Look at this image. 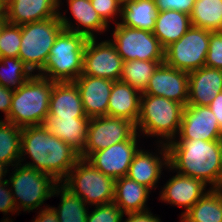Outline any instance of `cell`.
<instances>
[{
	"label": "cell",
	"instance_id": "obj_1",
	"mask_svg": "<svg viewBox=\"0 0 222 222\" xmlns=\"http://www.w3.org/2000/svg\"><path fill=\"white\" fill-rule=\"evenodd\" d=\"M27 154L32 162L23 165L49 174L58 183L63 182L80 159L76 150L52 135L43 125L22 128L20 163Z\"/></svg>",
	"mask_w": 222,
	"mask_h": 222
},
{
	"label": "cell",
	"instance_id": "obj_2",
	"mask_svg": "<svg viewBox=\"0 0 222 222\" xmlns=\"http://www.w3.org/2000/svg\"><path fill=\"white\" fill-rule=\"evenodd\" d=\"M178 140L167 144L166 168L200 179L211 189H221V141Z\"/></svg>",
	"mask_w": 222,
	"mask_h": 222
},
{
	"label": "cell",
	"instance_id": "obj_3",
	"mask_svg": "<svg viewBox=\"0 0 222 222\" xmlns=\"http://www.w3.org/2000/svg\"><path fill=\"white\" fill-rule=\"evenodd\" d=\"M55 81L33 74L14 90L9 116L4 119L18 127L43 125L49 114V103Z\"/></svg>",
	"mask_w": 222,
	"mask_h": 222
},
{
	"label": "cell",
	"instance_id": "obj_4",
	"mask_svg": "<svg viewBox=\"0 0 222 222\" xmlns=\"http://www.w3.org/2000/svg\"><path fill=\"white\" fill-rule=\"evenodd\" d=\"M183 108L165 97L142 94L136 129L146 136L162 137L157 142L167 145L179 134Z\"/></svg>",
	"mask_w": 222,
	"mask_h": 222
},
{
	"label": "cell",
	"instance_id": "obj_5",
	"mask_svg": "<svg viewBox=\"0 0 222 222\" xmlns=\"http://www.w3.org/2000/svg\"><path fill=\"white\" fill-rule=\"evenodd\" d=\"M87 39L83 34L63 29L37 74L55 82L75 81L82 74Z\"/></svg>",
	"mask_w": 222,
	"mask_h": 222
},
{
	"label": "cell",
	"instance_id": "obj_6",
	"mask_svg": "<svg viewBox=\"0 0 222 222\" xmlns=\"http://www.w3.org/2000/svg\"><path fill=\"white\" fill-rule=\"evenodd\" d=\"M19 56L31 72H40L58 34L64 29L58 16L22 24Z\"/></svg>",
	"mask_w": 222,
	"mask_h": 222
},
{
	"label": "cell",
	"instance_id": "obj_7",
	"mask_svg": "<svg viewBox=\"0 0 222 222\" xmlns=\"http://www.w3.org/2000/svg\"><path fill=\"white\" fill-rule=\"evenodd\" d=\"M63 185L88 205L113 203L115 179L104 175L86 159L78 160Z\"/></svg>",
	"mask_w": 222,
	"mask_h": 222
},
{
	"label": "cell",
	"instance_id": "obj_8",
	"mask_svg": "<svg viewBox=\"0 0 222 222\" xmlns=\"http://www.w3.org/2000/svg\"><path fill=\"white\" fill-rule=\"evenodd\" d=\"M13 167L15 170L7 181L8 184H11L10 189L13 192L17 211H21L22 208L24 211L30 212L42 206L45 200L52 197L53 190L59 183L49 174H44L21 163Z\"/></svg>",
	"mask_w": 222,
	"mask_h": 222
},
{
	"label": "cell",
	"instance_id": "obj_9",
	"mask_svg": "<svg viewBox=\"0 0 222 222\" xmlns=\"http://www.w3.org/2000/svg\"><path fill=\"white\" fill-rule=\"evenodd\" d=\"M210 31L191 26L176 42L164 49V63L185 72L205 66Z\"/></svg>",
	"mask_w": 222,
	"mask_h": 222
},
{
	"label": "cell",
	"instance_id": "obj_10",
	"mask_svg": "<svg viewBox=\"0 0 222 222\" xmlns=\"http://www.w3.org/2000/svg\"><path fill=\"white\" fill-rule=\"evenodd\" d=\"M114 23L113 40L110 41L124 62L136 59L164 61V48L153 32L127 27L116 21Z\"/></svg>",
	"mask_w": 222,
	"mask_h": 222
},
{
	"label": "cell",
	"instance_id": "obj_11",
	"mask_svg": "<svg viewBox=\"0 0 222 222\" xmlns=\"http://www.w3.org/2000/svg\"><path fill=\"white\" fill-rule=\"evenodd\" d=\"M139 135L136 124L123 118L99 116L89 120L86 146L80 158L104 150L113 144L133 139Z\"/></svg>",
	"mask_w": 222,
	"mask_h": 222
},
{
	"label": "cell",
	"instance_id": "obj_12",
	"mask_svg": "<svg viewBox=\"0 0 222 222\" xmlns=\"http://www.w3.org/2000/svg\"><path fill=\"white\" fill-rule=\"evenodd\" d=\"M96 39L97 37L87 39L81 75L120 81L123 59L110 40L97 43Z\"/></svg>",
	"mask_w": 222,
	"mask_h": 222
},
{
	"label": "cell",
	"instance_id": "obj_13",
	"mask_svg": "<svg viewBox=\"0 0 222 222\" xmlns=\"http://www.w3.org/2000/svg\"><path fill=\"white\" fill-rule=\"evenodd\" d=\"M136 135L133 139L119 142L90 154L86 160L104 175L115 180L127 175L135 153L139 150Z\"/></svg>",
	"mask_w": 222,
	"mask_h": 222
},
{
	"label": "cell",
	"instance_id": "obj_14",
	"mask_svg": "<svg viewBox=\"0 0 222 222\" xmlns=\"http://www.w3.org/2000/svg\"><path fill=\"white\" fill-rule=\"evenodd\" d=\"M178 139L221 141L222 130L209 106L186 105L183 108Z\"/></svg>",
	"mask_w": 222,
	"mask_h": 222
},
{
	"label": "cell",
	"instance_id": "obj_15",
	"mask_svg": "<svg viewBox=\"0 0 222 222\" xmlns=\"http://www.w3.org/2000/svg\"><path fill=\"white\" fill-rule=\"evenodd\" d=\"M189 73L162 63L149 79L142 94L165 97L181 103L188 102Z\"/></svg>",
	"mask_w": 222,
	"mask_h": 222
},
{
	"label": "cell",
	"instance_id": "obj_16",
	"mask_svg": "<svg viewBox=\"0 0 222 222\" xmlns=\"http://www.w3.org/2000/svg\"><path fill=\"white\" fill-rule=\"evenodd\" d=\"M61 0H5L8 23L22 25L58 16Z\"/></svg>",
	"mask_w": 222,
	"mask_h": 222
},
{
	"label": "cell",
	"instance_id": "obj_17",
	"mask_svg": "<svg viewBox=\"0 0 222 222\" xmlns=\"http://www.w3.org/2000/svg\"><path fill=\"white\" fill-rule=\"evenodd\" d=\"M73 82L79 90L85 115L89 118L107 116L108 102L114 81L80 75Z\"/></svg>",
	"mask_w": 222,
	"mask_h": 222
},
{
	"label": "cell",
	"instance_id": "obj_18",
	"mask_svg": "<svg viewBox=\"0 0 222 222\" xmlns=\"http://www.w3.org/2000/svg\"><path fill=\"white\" fill-rule=\"evenodd\" d=\"M206 186L200 179L177 173L164 185L160 199L166 203L184 207L182 218L209 191L205 190Z\"/></svg>",
	"mask_w": 222,
	"mask_h": 222
},
{
	"label": "cell",
	"instance_id": "obj_19",
	"mask_svg": "<svg viewBox=\"0 0 222 222\" xmlns=\"http://www.w3.org/2000/svg\"><path fill=\"white\" fill-rule=\"evenodd\" d=\"M161 149L159 150L162 155L155 156L144 149H139L130 164L127 177L142 184L150 190L157 188V183L161 177L162 168L168 166V149L167 145L160 143Z\"/></svg>",
	"mask_w": 222,
	"mask_h": 222
},
{
	"label": "cell",
	"instance_id": "obj_20",
	"mask_svg": "<svg viewBox=\"0 0 222 222\" xmlns=\"http://www.w3.org/2000/svg\"><path fill=\"white\" fill-rule=\"evenodd\" d=\"M222 92V69L203 66L189 72L187 105L208 106Z\"/></svg>",
	"mask_w": 222,
	"mask_h": 222
},
{
	"label": "cell",
	"instance_id": "obj_21",
	"mask_svg": "<svg viewBox=\"0 0 222 222\" xmlns=\"http://www.w3.org/2000/svg\"><path fill=\"white\" fill-rule=\"evenodd\" d=\"M69 10L73 20H76L79 25L76 27L69 19L59 11L58 17L65 30L73 31L85 35L87 38L96 37L94 32H105L109 27L100 15L93 8L90 0H67ZM80 26V27H79Z\"/></svg>",
	"mask_w": 222,
	"mask_h": 222
},
{
	"label": "cell",
	"instance_id": "obj_22",
	"mask_svg": "<svg viewBox=\"0 0 222 222\" xmlns=\"http://www.w3.org/2000/svg\"><path fill=\"white\" fill-rule=\"evenodd\" d=\"M89 117L59 118L47 116L43 126L81 154L86 146Z\"/></svg>",
	"mask_w": 222,
	"mask_h": 222
},
{
	"label": "cell",
	"instance_id": "obj_23",
	"mask_svg": "<svg viewBox=\"0 0 222 222\" xmlns=\"http://www.w3.org/2000/svg\"><path fill=\"white\" fill-rule=\"evenodd\" d=\"M142 93L122 81H114L108 102L107 116L137 123Z\"/></svg>",
	"mask_w": 222,
	"mask_h": 222
},
{
	"label": "cell",
	"instance_id": "obj_24",
	"mask_svg": "<svg viewBox=\"0 0 222 222\" xmlns=\"http://www.w3.org/2000/svg\"><path fill=\"white\" fill-rule=\"evenodd\" d=\"M47 116H59V118L87 117L79 90L73 81L55 82Z\"/></svg>",
	"mask_w": 222,
	"mask_h": 222
},
{
	"label": "cell",
	"instance_id": "obj_25",
	"mask_svg": "<svg viewBox=\"0 0 222 222\" xmlns=\"http://www.w3.org/2000/svg\"><path fill=\"white\" fill-rule=\"evenodd\" d=\"M149 192L151 191L146 186L124 176L115 180L113 203L124 214L146 211Z\"/></svg>",
	"mask_w": 222,
	"mask_h": 222
},
{
	"label": "cell",
	"instance_id": "obj_26",
	"mask_svg": "<svg viewBox=\"0 0 222 222\" xmlns=\"http://www.w3.org/2000/svg\"><path fill=\"white\" fill-rule=\"evenodd\" d=\"M190 15L167 10L158 12L153 35L165 49L171 43L178 41L191 27Z\"/></svg>",
	"mask_w": 222,
	"mask_h": 222
},
{
	"label": "cell",
	"instance_id": "obj_27",
	"mask_svg": "<svg viewBox=\"0 0 222 222\" xmlns=\"http://www.w3.org/2000/svg\"><path fill=\"white\" fill-rule=\"evenodd\" d=\"M157 15L156 1L137 0L122 6L120 23L127 27L153 32Z\"/></svg>",
	"mask_w": 222,
	"mask_h": 222
},
{
	"label": "cell",
	"instance_id": "obj_28",
	"mask_svg": "<svg viewBox=\"0 0 222 222\" xmlns=\"http://www.w3.org/2000/svg\"><path fill=\"white\" fill-rule=\"evenodd\" d=\"M182 219L185 222H222V188H209Z\"/></svg>",
	"mask_w": 222,
	"mask_h": 222
},
{
	"label": "cell",
	"instance_id": "obj_29",
	"mask_svg": "<svg viewBox=\"0 0 222 222\" xmlns=\"http://www.w3.org/2000/svg\"><path fill=\"white\" fill-rule=\"evenodd\" d=\"M61 196L58 208L52 207L60 222H86L89 209L83 199L73 194L62 183L57 184L52 196Z\"/></svg>",
	"mask_w": 222,
	"mask_h": 222
},
{
	"label": "cell",
	"instance_id": "obj_30",
	"mask_svg": "<svg viewBox=\"0 0 222 222\" xmlns=\"http://www.w3.org/2000/svg\"><path fill=\"white\" fill-rule=\"evenodd\" d=\"M190 21L195 27L211 32L222 31V0H196Z\"/></svg>",
	"mask_w": 222,
	"mask_h": 222
},
{
	"label": "cell",
	"instance_id": "obj_31",
	"mask_svg": "<svg viewBox=\"0 0 222 222\" xmlns=\"http://www.w3.org/2000/svg\"><path fill=\"white\" fill-rule=\"evenodd\" d=\"M21 138V127L0 120V163L9 167L20 163Z\"/></svg>",
	"mask_w": 222,
	"mask_h": 222
},
{
	"label": "cell",
	"instance_id": "obj_32",
	"mask_svg": "<svg viewBox=\"0 0 222 222\" xmlns=\"http://www.w3.org/2000/svg\"><path fill=\"white\" fill-rule=\"evenodd\" d=\"M164 61L131 60L123 63L120 81L143 93L156 69Z\"/></svg>",
	"mask_w": 222,
	"mask_h": 222
},
{
	"label": "cell",
	"instance_id": "obj_33",
	"mask_svg": "<svg viewBox=\"0 0 222 222\" xmlns=\"http://www.w3.org/2000/svg\"><path fill=\"white\" fill-rule=\"evenodd\" d=\"M32 75L20 58L0 57V84L2 86L13 90L18 89Z\"/></svg>",
	"mask_w": 222,
	"mask_h": 222
},
{
	"label": "cell",
	"instance_id": "obj_34",
	"mask_svg": "<svg viewBox=\"0 0 222 222\" xmlns=\"http://www.w3.org/2000/svg\"><path fill=\"white\" fill-rule=\"evenodd\" d=\"M21 46V26L6 22L0 34V57H18Z\"/></svg>",
	"mask_w": 222,
	"mask_h": 222
},
{
	"label": "cell",
	"instance_id": "obj_35",
	"mask_svg": "<svg viewBox=\"0 0 222 222\" xmlns=\"http://www.w3.org/2000/svg\"><path fill=\"white\" fill-rule=\"evenodd\" d=\"M95 207L94 211L88 212L86 222H122L124 213L114 203Z\"/></svg>",
	"mask_w": 222,
	"mask_h": 222
},
{
	"label": "cell",
	"instance_id": "obj_36",
	"mask_svg": "<svg viewBox=\"0 0 222 222\" xmlns=\"http://www.w3.org/2000/svg\"><path fill=\"white\" fill-rule=\"evenodd\" d=\"M205 66L222 69V31H210Z\"/></svg>",
	"mask_w": 222,
	"mask_h": 222
},
{
	"label": "cell",
	"instance_id": "obj_37",
	"mask_svg": "<svg viewBox=\"0 0 222 222\" xmlns=\"http://www.w3.org/2000/svg\"><path fill=\"white\" fill-rule=\"evenodd\" d=\"M97 14L108 24L117 14L121 17L122 6L119 0H90ZM109 20V21H108Z\"/></svg>",
	"mask_w": 222,
	"mask_h": 222
},
{
	"label": "cell",
	"instance_id": "obj_38",
	"mask_svg": "<svg viewBox=\"0 0 222 222\" xmlns=\"http://www.w3.org/2000/svg\"><path fill=\"white\" fill-rule=\"evenodd\" d=\"M195 1L196 0H156V6L158 12L176 10L190 15Z\"/></svg>",
	"mask_w": 222,
	"mask_h": 222
},
{
	"label": "cell",
	"instance_id": "obj_39",
	"mask_svg": "<svg viewBox=\"0 0 222 222\" xmlns=\"http://www.w3.org/2000/svg\"><path fill=\"white\" fill-rule=\"evenodd\" d=\"M9 186L8 181L0 183V211L3 212V214H7L8 212L15 213L17 211L14 197Z\"/></svg>",
	"mask_w": 222,
	"mask_h": 222
},
{
	"label": "cell",
	"instance_id": "obj_40",
	"mask_svg": "<svg viewBox=\"0 0 222 222\" xmlns=\"http://www.w3.org/2000/svg\"><path fill=\"white\" fill-rule=\"evenodd\" d=\"M128 218L122 220V222H160L161 219L154 216L149 210L142 212H130L125 213ZM162 222V221H161Z\"/></svg>",
	"mask_w": 222,
	"mask_h": 222
},
{
	"label": "cell",
	"instance_id": "obj_41",
	"mask_svg": "<svg viewBox=\"0 0 222 222\" xmlns=\"http://www.w3.org/2000/svg\"><path fill=\"white\" fill-rule=\"evenodd\" d=\"M14 90L0 84V111L4 112L5 119L9 116Z\"/></svg>",
	"mask_w": 222,
	"mask_h": 222
},
{
	"label": "cell",
	"instance_id": "obj_42",
	"mask_svg": "<svg viewBox=\"0 0 222 222\" xmlns=\"http://www.w3.org/2000/svg\"><path fill=\"white\" fill-rule=\"evenodd\" d=\"M41 210L40 213H38L37 217L33 220V222H60L58 220L56 212L53 210L52 207L46 206L44 209Z\"/></svg>",
	"mask_w": 222,
	"mask_h": 222
},
{
	"label": "cell",
	"instance_id": "obj_43",
	"mask_svg": "<svg viewBox=\"0 0 222 222\" xmlns=\"http://www.w3.org/2000/svg\"><path fill=\"white\" fill-rule=\"evenodd\" d=\"M211 111L216 116L218 125L222 130V92H219L214 100L208 105Z\"/></svg>",
	"mask_w": 222,
	"mask_h": 222
},
{
	"label": "cell",
	"instance_id": "obj_44",
	"mask_svg": "<svg viewBox=\"0 0 222 222\" xmlns=\"http://www.w3.org/2000/svg\"><path fill=\"white\" fill-rule=\"evenodd\" d=\"M7 169H8V166H6L3 163H0V183L7 181V179H5V180L3 179L7 175L6 173H8V171H9Z\"/></svg>",
	"mask_w": 222,
	"mask_h": 222
},
{
	"label": "cell",
	"instance_id": "obj_45",
	"mask_svg": "<svg viewBox=\"0 0 222 222\" xmlns=\"http://www.w3.org/2000/svg\"><path fill=\"white\" fill-rule=\"evenodd\" d=\"M7 22L6 16L4 12L0 14V34H1V29L3 28L4 24Z\"/></svg>",
	"mask_w": 222,
	"mask_h": 222
},
{
	"label": "cell",
	"instance_id": "obj_46",
	"mask_svg": "<svg viewBox=\"0 0 222 222\" xmlns=\"http://www.w3.org/2000/svg\"><path fill=\"white\" fill-rule=\"evenodd\" d=\"M121 6H123L124 4L128 3V2H133V1H137V0H119Z\"/></svg>",
	"mask_w": 222,
	"mask_h": 222
},
{
	"label": "cell",
	"instance_id": "obj_47",
	"mask_svg": "<svg viewBox=\"0 0 222 222\" xmlns=\"http://www.w3.org/2000/svg\"><path fill=\"white\" fill-rule=\"evenodd\" d=\"M221 188H222V139H221Z\"/></svg>",
	"mask_w": 222,
	"mask_h": 222
},
{
	"label": "cell",
	"instance_id": "obj_48",
	"mask_svg": "<svg viewBox=\"0 0 222 222\" xmlns=\"http://www.w3.org/2000/svg\"><path fill=\"white\" fill-rule=\"evenodd\" d=\"M3 12V5L0 3V14Z\"/></svg>",
	"mask_w": 222,
	"mask_h": 222
},
{
	"label": "cell",
	"instance_id": "obj_49",
	"mask_svg": "<svg viewBox=\"0 0 222 222\" xmlns=\"http://www.w3.org/2000/svg\"><path fill=\"white\" fill-rule=\"evenodd\" d=\"M4 2H5V0H0V3H1L2 5H4Z\"/></svg>",
	"mask_w": 222,
	"mask_h": 222
}]
</instances>
